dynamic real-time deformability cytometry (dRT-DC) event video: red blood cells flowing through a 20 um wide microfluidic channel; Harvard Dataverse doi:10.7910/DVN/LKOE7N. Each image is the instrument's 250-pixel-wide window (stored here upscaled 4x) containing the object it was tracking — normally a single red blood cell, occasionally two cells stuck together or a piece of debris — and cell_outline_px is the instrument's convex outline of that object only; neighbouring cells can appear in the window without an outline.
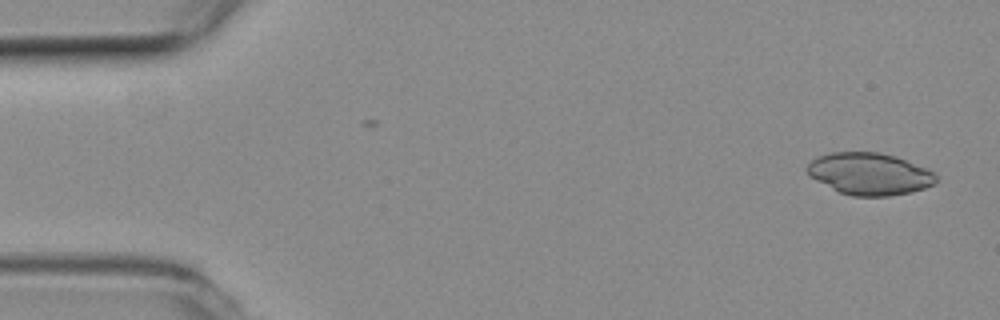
{"species": "common noctule bat (a hibernating species)", "species_latin": "Nyctalus noctula", "temperature_condition": "room temperature", "stored_images_in_passage": 4, "camera_frame_rate_fps": 3000, "um_per_image_px": 0.085, "animal": {"sex": "female", "body_mass_g": 19.3, "forearm_length_mm": 54.1}, "frame": {"image": 1, "passage_image": 1, "time_ms": 0.0, "image_size_px": [1000, 320], "cell_outline_px": [[936, 184], [912, 192], [888, 196], [852, 196], [840, 192], [808, 176], [804, 168], [816, 156], [828, 152], [880, 152], [896, 156], [928, 168], [936, 176]], "centroid_in_image_um": [73.89, 14.76], "position_along_channel_um": 11.1, "area_um2": 31.85}}